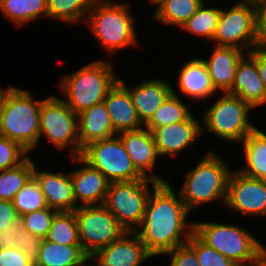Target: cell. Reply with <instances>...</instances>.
Listing matches in <instances>:
<instances>
[{"label":"cell","instance_id":"45","mask_svg":"<svg viewBox=\"0 0 266 266\" xmlns=\"http://www.w3.org/2000/svg\"><path fill=\"white\" fill-rule=\"evenodd\" d=\"M255 266H266V245L261 242L257 250V258Z\"/></svg>","mask_w":266,"mask_h":266},{"label":"cell","instance_id":"23","mask_svg":"<svg viewBox=\"0 0 266 266\" xmlns=\"http://www.w3.org/2000/svg\"><path fill=\"white\" fill-rule=\"evenodd\" d=\"M104 103L117 134L144 127L137 116L129 91L119 81L109 90Z\"/></svg>","mask_w":266,"mask_h":266},{"label":"cell","instance_id":"35","mask_svg":"<svg viewBox=\"0 0 266 266\" xmlns=\"http://www.w3.org/2000/svg\"><path fill=\"white\" fill-rule=\"evenodd\" d=\"M187 244L195 251L200 266H239L233 260L204 243L194 232Z\"/></svg>","mask_w":266,"mask_h":266},{"label":"cell","instance_id":"26","mask_svg":"<svg viewBox=\"0 0 266 266\" xmlns=\"http://www.w3.org/2000/svg\"><path fill=\"white\" fill-rule=\"evenodd\" d=\"M88 259L81 245H63L42 239L34 266H81Z\"/></svg>","mask_w":266,"mask_h":266},{"label":"cell","instance_id":"39","mask_svg":"<svg viewBox=\"0 0 266 266\" xmlns=\"http://www.w3.org/2000/svg\"><path fill=\"white\" fill-rule=\"evenodd\" d=\"M26 233L27 231L23 227L22 221L17 219L0 232V249L16 248V241L20 240Z\"/></svg>","mask_w":266,"mask_h":266},{"label":"cell","instance_id":"29","mask_svg":"<svg viewBox=\"0 0 266 266\" xmlns=\"http://www.w3.org/2000/svg\"><path fill=\"white\" fill-rule=\"evenodd\" d=\"M203 2L198 10L180 27L185 33L213 41L220 17V7H208Z\"/></svg>","mask_w":266,"mask_h":266},{"label":"cell","instance_id":"25","mask_svg":"<svg viewBox=\"0 0 266 266\" xmlns=\"http://www.w3.org/2000/svg\"><path fill=\"white\" fill-rule=\"evenodd\" d=\"M245 164L237 170L243 175L266 180V133L255 128L242 142Z\"/></svg>","mask_w":266,"mask_h":266},{"label":"cell","instance_id":"1","mask_svg":"<svg viewBox=\"0 0 266 266\" xmlns=\"http://www.w3.org/2000/svg\"><path fill=\"white\" fill-rule=\"evenodd\" d=\"M175 191L169 181L159 183L151 191L144 218L135 231L155 259L187 243L194 230V222L186 219L191 212Z\"/></svg>","mask_w":266,"mask_h":266},{"label":"cell","instance_id":"36","mask_svg":"<svg viewBox=\"0 0 266 266\" xmlns=\"http://www.w3.org/2000/svg\"><path fill=\"white\" fill-rule=\"evenodd\" d=\"M58 211L49 207L24 214L19 217L25 230L35 236L45 239L54 216Z\"/></svg>","mask_w":266,"mask_h":266},{"label":"cell","instance_id":"37","mask_svg":"<svg viewBox=\"0 0 266 266\" xmlns=\"http://www.w3.org/2000/svg\"><path fill=\"white\" fill-rule=\"evenodd\" d=\"M29 156L20 144L0 135V171L16 167Z\"/></svg>","mask_w":266,"mask_h":266},{"label":"cell","instance_id":"4","mask_svg":"<svg viewBox=\"0 0 266 266\" xmlns=\"http://www.w3.org/2000/svg\"><path fill=\"white\" fill-rule=\"evenodd\" d=\"M224 161L221 153L209 149L200 161L187 172L179 190L180 197L186 208L192 212L193 208L204 204L223 202L225 205L228 178L233 169Z\"/></svg>","mask_w":266,"mask_h":266},{"label":"cell","instance_id":"6","mask_svg":"<svg viewBox=\"0 0 266 266\" xmlns=\"http://www.w3.org/2000/svg\"><path fill=\"white\" fill-rule=\"evenodd\" d=\"M217 96L215 102L202 112V135L207 131L231 144H240L257 127L249 119L254 110L240 97L228 93H218Z\"/></svg>","mask_w":266,"mask_h":266},{"label":"cell","instance_id":"33","mask_svg":"<svg viewBox=\"0 0 266 266\" xmlns=\"http://www.w3.org/2000/svg\"><path fill=\"white\" fill-rule=\"evenodd\" d=\"M45 239L63 245H81L74 212H58Z\"/></svg>","mask_w":266,"mask_h":266},{"label":"cell","instance_id":"2","mask_svg":"<svg viewBox=\"0 0 266 266\" xmlns=\"http://www.w3.org/2000/svg\"><path fill=\"white\" fill-rule=\"evenodd\" d=\"M126 0H96L86 16L85 25L108 57L125 48L137 47L136 17Z\"/></svg>","mask_w":266,"mask_h":266},{"label":"cell","instance_id":"32","mask_svg":"<svg viewBox=\"0 0 266 266\" xmlns=\"http://www.w3.org/2000/svg\"><path fill=\"white\" fill-rule=\"evenodd\" d=\"M35 162L28 156L16 167L0 171V200L13 201L15 195L33 176Z\"/></svg>","mask_w":266,"mask_h":266},{"label":"cell","instance_id":"19","mask_svg":"<svg viewBox=\"0 0 266 266\" xmlns=\"http://www.w3.org/2000/svg\"><path fill=\"white\" fill-rule=\"evenodd\" d=\"M118 81L129 91L137 116L143 125L172 94L173 87L164 78L143 79L141 83L130 87L121 78Z\"/></svg>","mask_w":266,"mask_h":266},{"label":"cell","instance_id":"9","mask_svg":"<svg viewBox=\"0 0 266 266\" xmlns=\"http://www.w3.org/2000/svg\"><path fill=\"white\" fill-rule=\"evenodd\" d=\"M53 145L55 150L68 149L71 157H79L83 149L80 147L78 117L60 98L50 95L44 97L40 108V135Z\"/></svg>","mask_w":266,"mask_h":266},{"label":"cell","instance_id":"16","mask_svg":"<svg viewBox=\"0 0 266 266\" xmlns=\"http://www.w3.org/2000/svg\"><path fill=\"white\" fill-rule=\"evenodd\" d=\"M151 258L153 256L135 232H125L90 257L97 266H141Z\"/></svg>","mask_w":266,"mask_h":266},{"label":"cell","instance_id":"46","mask_svg":"<svg viewBox=\"0 0 266 266\" xmlns=\"http://www.w3.org/2000/svg\"><path fill=\"white\" fill-rule=\"evenodd\" d=\"M1 85V84H0ZM7 89H8V87L6 88H2L1 86H0V106H1V102H2V99H3V97H4V94H5V92L7 91Z\"/></svg>","mask_w":266,"mask_h":266},{"label":"cell","instance_id":"22","mask_svg":"<svg viewBox=\"0 0 266 266\" xmlns=\"http://www.w3.org/2000/svg\"><path fill=\"white\" fill-rule=\"evenodd\" d=\"M227 93L240 97L254 110L266 104V90L259 77L256 61L248 53L240 60L233 86Z\"/></svg>","mask_w":266,"mask_h":266},{"label":"cell","instance_id":"14","mask_svg":"<svg viewBox=\"0 0 266 266\" xmlns=\"http://www.w3.org/2000/svg\"><path fill=\"white\" fill-rule=\"evenodd\" d=\"M121 139L126 152L132 160L134 167L145 178L155 180L159 183L168 182L159 174H155L154 169L160 158L153 133L145 127L136 130L123 131L117 134ZM151 172V173H148Z\"/></svg>","mask_w":266,"mask_h":266},{"label":"cell","instance_id":"47","mask_svg":"<svg viewBox=\"0 0 266 266\" xmlns=\"http://www.w3.org/2000/svg\"><path fill=\"white\" fill-rule=\"evenodd\" d=\"M89 262V263H87ZM91 259L89 258L88 260H86L81 266H97L95 263H90Z\"/></svg>","mask_w":266,"mask_h":266},{"label":"cell","instance_id":"12","mask_svg":"<svg viewBox=\"0 0 266 266\" xmlns=\"http://www.w3.org/2000/svg\"><path fill=\"white\" fill-rule=\"evenodd\" d=\"M92 168L99 170L109 182L144 179L134 167L118 136L98 140L83 148L80 156Z\"/></svg>","mask_w":266,"mask_h":266},{"label":"cell","instance_id":"30","mask_svg":"<svg viewBox=\"0 0 266 266\" xmlns=\"http://www.w3.org/2000/svg\"><path fill=\"white\" fill-rule=\"evenodd\" d=\"M48 19L65 24H77L86 19L96 0H46Z\"/></svg>","mask_w":266,"mask_h":266},{"label":"cell","instance_id":"42","mask_svg":"<svg viewBox=\"0 0 266 266\" xmlns=\"http://www.w3.org/2000/svg\"><path fill=\"white\" fill-rule=\"evenodd\" d=\"M257 10L258 47L266 48V0L255 2Z\"/></svg>","mask_w":266,"mask_h":266},{"label":"cell","instance_id":"48","mask_svg":"<svg viewBox=\"0 0 266 266\" xmlns=\"http://www.w3.org/2000/svg\"><path fill=\"white\" fill-rule=\"evenodd\" d=\"M150 5H154L158 0H148Z\"/></svg>","mask_w":266,"mask_h":266},{"label":"cell","instance_id":"13","mask_svg":"<svg viewBox=\"0 0 266 266\" xmlns=\"http://www.w3.org/2000/svg\"><path fill=\"white\" fill-rule=\"evenodd\" d=\"M225 205L246 217L266 216V180L250 178L233 169L228 178Z\"/></svg>","mask_w":266,"mask_h":266},{"label":"cell","instance_id":"40","mask_svg":"<svg viewBox=\"0 0 266 266\" xmlns=\"http://www.w3.org/2000/svg\"><path fill=\"white\" fill-rule=\"evenodd\" d=\"M42 239L29 232L16 241V248L24 252L26 257L35 264L38 259Z\"/></svg>","mask_w":266,"mask_h":266},{"label":"cell","instance_id":"7","mask_svg":"<svg viewBox=\"0 0 266 266\" xmlns=\"http://www.w3.org/2000/svg\"><path fill=\"white\" fill-rule=\"evenodd\" d=\"M193 232L208 246L239 266H255L261 240L236 224L194 221Z\"/></svg>","mask_w":266,"mask_h":266},{"label":"cell","instance_id":"31","mask_svg":"<svg viewBox=\"0 0 266 266\" xmlns=\"http://www.w3.org/2000/svg\"><path fill=\"white\" fill-rule=\"evenodd\" d=\"M189 102V103H188ZM192 105L189 101L182 102L181 96L171 94L154 113L152 118L144 125L145 128L153 132L161 126L177 123L186 120L192 113Z\"/></svg>","mask_w":266,"mask_h":266},{"label":"cell","instance_id":"15","mask_svg":"<svg viewBox=\"0 0 266 266\" xmlns=\"http://www.w3.org/2000/svg\"><path fill=\"white\" fill-rule=\"evenodd\" d=\"M201 122L192 113L186 120L156 128L152 133L161 157L179 156L202 136ZM179 154V155H178Z\"/></svg>","mask_w":266,"mask_h":266},{"label":"cell","instance_id":"18","mask_svg":"<svg viewBox=\"0 0 266 266\" xmlns=\"http://www.w3.org/2000/svg\"><path fill=\"white\" fill-rule=\"evenodd\" d=\"M71 161L72 164L82 165L70 171L76 206L103 204L110 182L99 170L92 168L80 156L71 157Z\"/></svg>","mask_w":266,"mask_h":266},{"label":"cell","instance_id":"34","mask_svg":"<svg viewBox=\"0 0 266 266\" xmlns=\"http://www.w3.org/2000/svg\"><path fill=\"white\" fill-rule=\"evenodd\" d=\"M12 202L19 217L33 211L47 208L45 196L34 176H32L15 195Z\"/></svg>","mask_w":266,"mask_h":266},{"label":"cell","instance_id":"3","mask_svg":"<svg viewBox=\"0 0 266 266\" xmlns=\"http://www.w3.org/2000/svg\"><path fill=\"white\" fill-rule=\"evenodd\" d=\"M114 70L113 63L97 59L72 73L62 74L57 82L58 90L64 96L62 100L77 115L104 102L109 90L119 80Z\"/></svg>","mask_w":266,"mask_h":266},{"label":"cell","instance_id":"21","mask_svg":"<svg viewBox=\"0 0 266 266\" xmlns=\"http://www.w3.org/2000/svg\"><path fill=\"white\" fill-rule=\"evenodd\" d=\"M208 58L202 57L206 63L211 81L219 93H227L233 86L237 66L247 52L226 46H216L212 48Z\"/></svg>","mask_w":266,"mask_h":266},{"label":"cell","instance_id":"38","mask_svg":"<svg viewBox=\"0 0 266 266\" xmlns=\"http://www.w3.org/2000/svg\"><path fill=\"white\" fill-rule=\"evenodd\" d=\"M163 255L170 257L168 266H200L195 251L187 243Z\"/></svg>","mask_w":266,"mask_h":266},{"label":"cell","instance_id":"20","mask_svg":"<svg viewBox=\"0 0 266 266\" xmlns=\"http://www.w3.org/2000/svg\"><path fill=\"white\" fill-rule=\"evenodd\" d=\"M41 169V170H40ZM34 165L33 176L45 196L47 207L58 212L74 211L76 201L73 195V183L70 172H51Z\"/></svg>","mask_w":266,"mask_h":266},{"label":"cell","instance_id":"41","mask_svg":"<svg viewBox=\"0 0 266 266\" xmlns=\"http://www.w3.org/2000/svg\"><path fill=\"white\" fill-rule=\"evenodd\" d=\"M0 266H34L24 252L17 248L0 249Z\"/></svg>","mask_w":266,"mask_h":266},{"label":"cell","instance_id":"24","mask_svg":"<svg viewBox=\"0 0 266 266\" xmlns=\"http://www.w3.org/2000/svg\"><path fill=\"white\" fill-rule=\"evenodd\" d=\"M80 147L117 136L105 103H99L77 115Z\"/></svg>","mask_w":266,"mask_h":266},{"label":"cell","instance_id":"11","mask_svg":"<svg viewBox=\"0 0 266 266\" xmlns=\"http://www.w3.org/2000/svg\"><path fill=\"white\" fill-rule=\"evenodd\" d=\"M73 212L81 249L89 258L125 233L113 214L102 204L79 206Z\"/></svg>","mask_w":266,"mask_h":266},{"label":"cell","instance_id":"27","mask_svg":"<svg viewBox=\"0 0 266 266\" xmlns=\"http://www.w3.org/2000/svg\"><path fill=\"white\" fill-rule=\"evenodd\" d=\"M205 0H158L151 17L162 26L180 27L198 10Z\"/></svg>","mask_w":266,"mask_h":266},{"label":"cell","instance_id":"10","mask_svg":"<svg viewBox=\"0 0 266 266\" xmlns=\"http://www.w3.org/2000/svg\"><path fill=\"white\" fill-rule=\"evenodd\" d=\"M210 45L236 47L247 53L256 48L258 41L255 2L236 0L229 9L220 8L217 30Z\"/></svg>","mask_w":266,"mask_h":266},{"label":"cell","instance_id":"44","mask_svg":"<svg viewBox=\"0 0 266 266\" xmlns=\"http://www.w3.org/2000/svg\"><path fill=\"white\" fill-rule=\"evenodd\" d=\"M248 54L256 61L257 70L266 90V48L256 47Z\"/></svg>","mask_w":266,"mask_h":266},{"label":"cell","instance_id":"5","mask_svg":"<svg viewBox=\"0 0 266 266\" xmlns=\"http://www.w3.org/2000/svg\"><path fill=\"white\" fill-rule=\"evenodd\" d=\"M30 90L8 87L0 106V135L20 144L29 153L39 146L42 101Z\"/></svg>","mask_w":266,"mask_h":266},{"label":"cell","instance_id":"8","mask_svg":"<svg viewBox=\"0 0 266 266\" xmlns=\"http://www.w3.org/2000/svg\"><path fill=\"white\" fill-rule=\"evenodd\" d=\"M158 184L149 178L110 182L102 205L113 214L125 232H135L144 218L150 193Z\"/></svg>","mask_w":266,"mask_h":266},{"label":"cell","instance_id":"28","mask_svg":"<svg viewBox=\"0 0 266 266\" xmlns=\"http://www.w3.org/2000/svg\"><path fill=\"white\" fill-rule=\"evenodd\" d=\"M0 13L13 23L16 28H22L44 17L48 19V9L46 0H1L0 1Z\"/></svg>","mask_w":266,"mask_h":266},{"label":"cell","instance_id":"43","mask_svg":"<svg viewBox=\"0 0 266 266\" xmlns=\"http://www.w3.org/2000/svg\"><path fill=\"white\" fill-rule=\"evenodd\" d=\"M19 216L12 201L0 200V232L14 223Z\"/></svg>","mask_w":266,"mask_h":266},{"label":"cell","instance_id":"17","mask_svg":"<svg viewBox=\"0 0 266 266\" xmlns=\"http://www.w3.org/2000/svg\"><path fill=\"white\" fill-rule=\"evenodd\" d=\"M178 70L176 81L180 93H176L177 90L172 88V93L178 97L186 96L185 98H190L192 102L198 101L200 104V100L208 101L219 93L213 86L207 65L201 57L188 59Z\"/></svg>","mask_w":266,"mask_h":266}]
</instances>
